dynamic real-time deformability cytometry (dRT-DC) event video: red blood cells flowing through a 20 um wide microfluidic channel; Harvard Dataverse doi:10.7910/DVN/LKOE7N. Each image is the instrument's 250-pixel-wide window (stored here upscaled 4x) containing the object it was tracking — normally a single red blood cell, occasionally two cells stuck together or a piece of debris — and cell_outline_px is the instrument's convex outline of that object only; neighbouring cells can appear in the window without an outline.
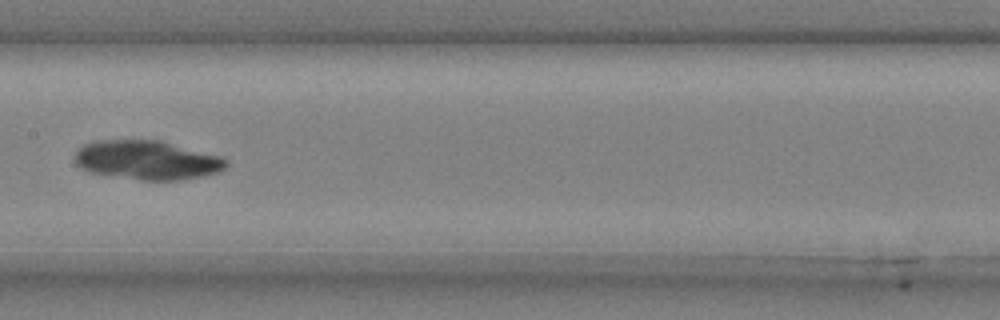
{"species": "common noctule bat (a hibernating species)", "species_latin": "Nyctalus noctula", "temperature_condition": "cold", "stored_images_in_passage": 8, "camera_frame_rate_fps": 3000, "um_per_image_px": 0.085, "animal": {"sex": "male", "body_mass_g": 20.4}, "frame": {"image": 1, "passage_image": 8, "time_ms": 2.333, "image_size_px": [1000, 320], "cell_outline_px": [[228, 164], [220, 172], [204, 176], [180, 180], [140, 180], [92, 172], [80, 168], [76, 164], [76, 152], [84, 144], [96, 140], [160, 140], [224, 156], [228, 160]], "centroid_in_image_um": [12.58, 13.6], "position_along_channel_um": 194.8, "area_um2": 34.68}}